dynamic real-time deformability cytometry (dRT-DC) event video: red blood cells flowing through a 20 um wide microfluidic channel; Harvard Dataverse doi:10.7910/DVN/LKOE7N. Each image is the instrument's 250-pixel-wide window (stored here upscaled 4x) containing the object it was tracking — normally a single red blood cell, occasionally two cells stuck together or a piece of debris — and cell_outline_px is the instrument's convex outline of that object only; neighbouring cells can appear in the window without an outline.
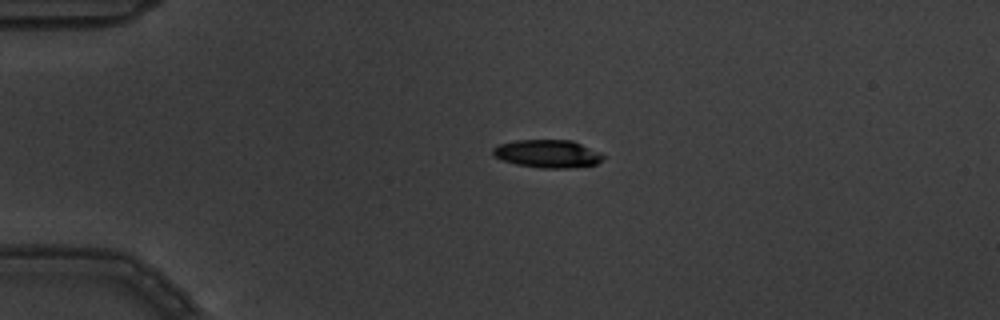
{"species": "common noctule bat (a hibernating species)", "species_latin": "Nyctalus noctula", "temperature_condition": "warm", "stored_images_in_passage": 5, "camera_frame_rate_fps": 3000, "um_per_image_px": 0.085, "animal": {"sex": "male", "body_mass_g": 19.5, "forearm_length_mm": 54.6}, "frame": {"image": 1, "passage_image": 2, "time_ms": 0.333, "image_size_px": [1000, 320], "cell_outline_px": [[604, 160], [596, 164], [572, 168], [540, 168], [516, 164], [500, 160], [492, 156], [492, 148], [500, 144], [516, 140], [572, 140], [600, 152], [604, 156]], "centroid_in_image_um": [46.53, 13.07], "position_along_channel_um": 38.5, "area_um2": 18.15}}